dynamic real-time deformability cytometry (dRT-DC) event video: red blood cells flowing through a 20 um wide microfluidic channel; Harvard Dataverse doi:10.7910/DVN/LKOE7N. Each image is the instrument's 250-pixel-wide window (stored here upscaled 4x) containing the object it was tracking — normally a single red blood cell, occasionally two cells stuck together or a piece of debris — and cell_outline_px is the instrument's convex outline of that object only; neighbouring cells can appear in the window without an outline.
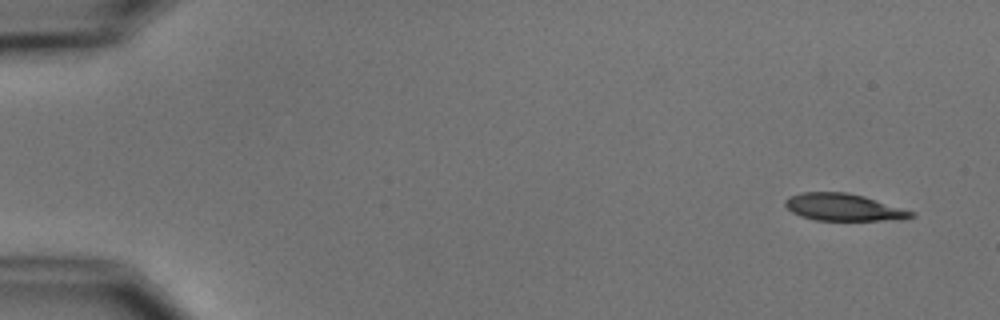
{"species": "common noctule bat (a hibernating species)", "species_latin": "Nyctalus noctula", "temperature_condition": "cold", "stored_images_in_passage": 6, "camera_frame_rate_fps": 3000, "um_per_image_px": 0.085, "animal": {"sex": "male", "body_mass_g": 15.6}, "frame": {"image": 1, "passage_image": 1, "time_ms": 0.0, "image_size_px": [1000, 320], "cell_outline_px": [[916, 216], [900, 220], [816, 220], [800, 216], [792, 212], [784, 204], [784, 200], [788, 196], [804, 192], [848, 192], [864, 196], [916, 212]], "centroid_in_image_um": [71.72, 17.62], "position_along_channel_um": 13.3, "area_um2": 20.06}}
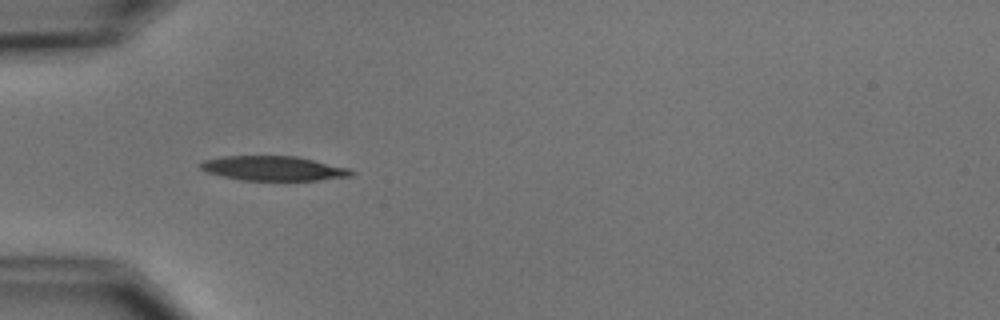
{"frame": {"image": 2, "passage_image": 5, "time_ms": 4.667, "image_size_px": [1000, 320], "cell_outline_px": [[356, 172], [352, 176], [316, 180], [240, 180], [208, 172], [200, 168], [196, 164], [204, 160], [220, 156], [296, 156], [348, 168]], "centroid_in_image_um": [23.21, 14.3], "position_along_channel_um": 61.8, "area_um2": 21.5}}